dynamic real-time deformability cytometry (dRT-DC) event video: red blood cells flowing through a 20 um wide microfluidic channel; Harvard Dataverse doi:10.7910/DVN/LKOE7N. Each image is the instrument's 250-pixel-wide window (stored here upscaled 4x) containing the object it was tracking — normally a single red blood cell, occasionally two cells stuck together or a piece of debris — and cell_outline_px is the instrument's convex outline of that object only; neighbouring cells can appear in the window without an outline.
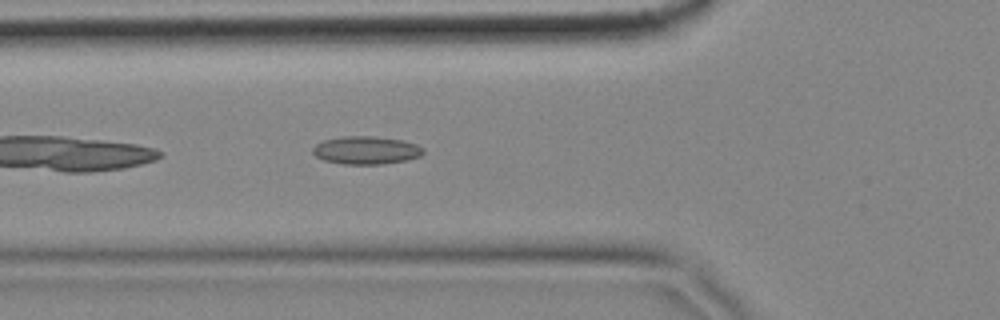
{"species": "common noctule bat (a hibernating species)", "species_latin": "Nyctalus noctula", "temperature_condition": "cold", "stored_images_in_passage": 15, "camera_frame_rate_fps": 3000, "um_per_image_px": 0.085, "animal": {"sex": "female", "body_mass_g": 18.4}, "frame": {"image": 1, "passage_image": 5, "time_ms": 1.333, "image_size_px": [1000, 320], "cell_outline_px": [[424, 152], [420, 156], [408, 160], [384, 164], [344, 164], [324, 160], [316, 156], [312, 152], [312, 148], [316, 144], [324, 140], [340, 136], [372, 136], [404, 140], [416, 144], [424, 148]], "centroid_in_image_um": [31.14, 12.77], "position_along_channel_um": 94.7, "area_um2": 18.15}}
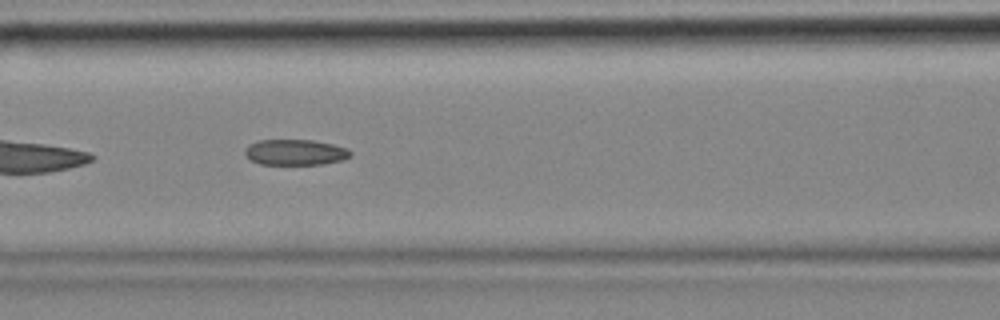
{"frame": {"image": 2, "passage_image": 9, "time_ms": 2.667, "image_size_px": [1000, 320], "cell_outline_px": [[352, 152], [344, 160], [324, 164], [260, 164], [252, 160], [244, 152], [248, 144], [260, 140], [312, 140], [332, 144], [348, 148]], "centroid_in_image_um": [25.12, 12.94], "position_along_channel_um": 141.5, "area_um2": 15.72}}